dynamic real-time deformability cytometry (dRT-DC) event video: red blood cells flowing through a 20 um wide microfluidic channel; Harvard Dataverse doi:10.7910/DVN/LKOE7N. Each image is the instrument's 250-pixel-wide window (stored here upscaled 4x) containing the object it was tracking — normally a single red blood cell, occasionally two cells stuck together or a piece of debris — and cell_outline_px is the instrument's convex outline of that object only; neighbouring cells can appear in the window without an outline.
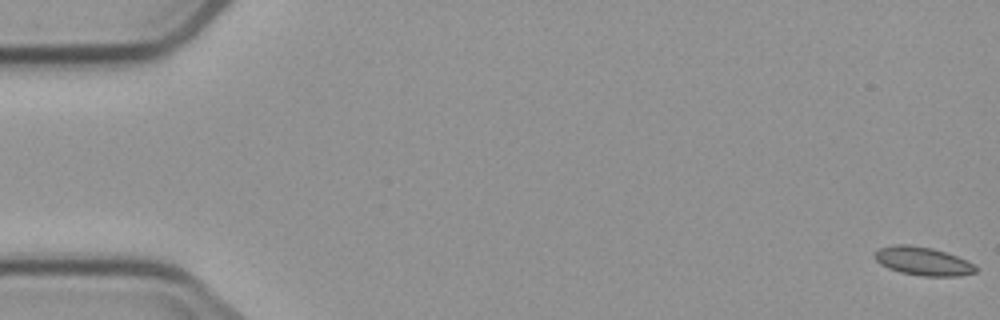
{"species": "common noctule bat (a hibernating species)", "species_latin": "Nyctalus noctula", "temperature_condition": "cold", "stored_images_in_passage": 6, "camera_frame_rate_fps": 3000, "um_per_image_px": 0.085, "animal": {"sex": "male", "body_mass_g": 23.1, "forearm_length_mm": 52.7}, "frame": {"image": 1, "passage_image": 1, "time_ms": 0.0, "image_size_px": [1000, 320], "cell_outline_px": [[976, 272], [960, 276], [924, 276], [900, 272], [888, 268], [880, 264], [872, 256], [876, 248], [892, 244], [908, 244], [932, 248], [948, 252], [968, 260], [976, 268]], "centroid_in_image_um": [78.4, 22.18], "position_along_channel_um": 6.6, "area_um2": 17.05}}
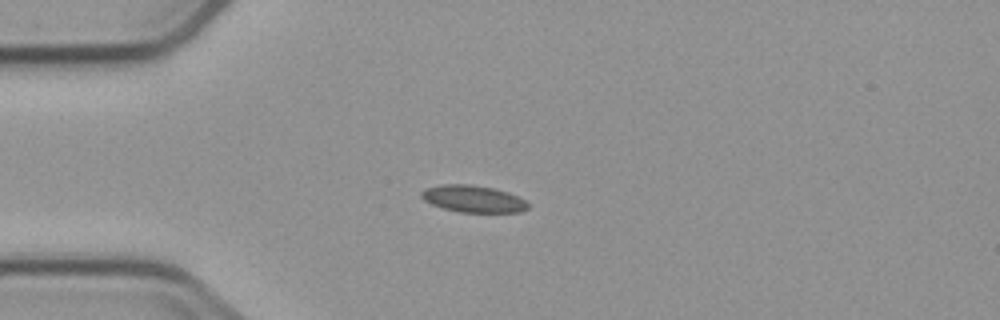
{"frame": {"image": 2, "passage_image": 5, "time_ms": 4.667, "image_size_px": [1000, 320], "cell_outline_px": [[528, 208], [520, 212], [460, 212], [444, 208], [432, 204], [424, 200], [420, 196], [420, 192], [424, 188], [440, 184], [472, 184], [492, 188], [508, 192], [524, 200], [528, 204]], "centroid_in_image_um": [40.18, 16.89], "position_along_channel_um": 44.8, "area_um2": 16.7}}
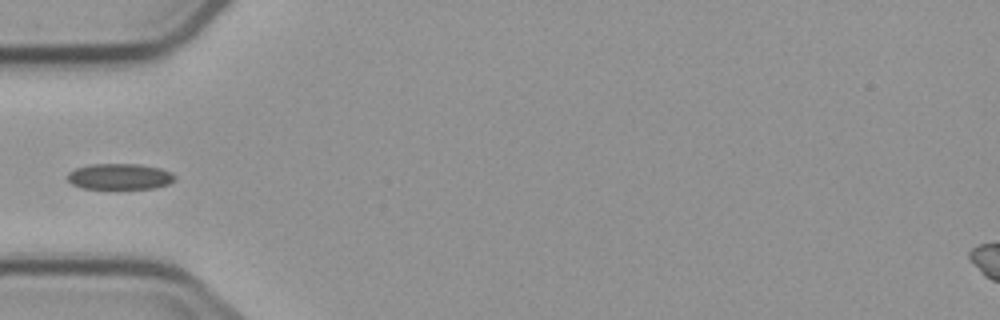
{"frame": {"image": 3, "passage_image": 6, "time_ms": 6.0, "image_size_px": [1000, 320], "cell_outline_px": [[176, 180], [168, 184], [156, 188], [80, 188], [72, 184], [64, 176], [68, 172], [76, 168], [88, 164], [140, 164], [160, 168], [172, 172], [176, 176]], "centroid_in_image_um": [10.17, 15.0], "position_along_channel_um": 74.8, "area_um2": 16.42}}